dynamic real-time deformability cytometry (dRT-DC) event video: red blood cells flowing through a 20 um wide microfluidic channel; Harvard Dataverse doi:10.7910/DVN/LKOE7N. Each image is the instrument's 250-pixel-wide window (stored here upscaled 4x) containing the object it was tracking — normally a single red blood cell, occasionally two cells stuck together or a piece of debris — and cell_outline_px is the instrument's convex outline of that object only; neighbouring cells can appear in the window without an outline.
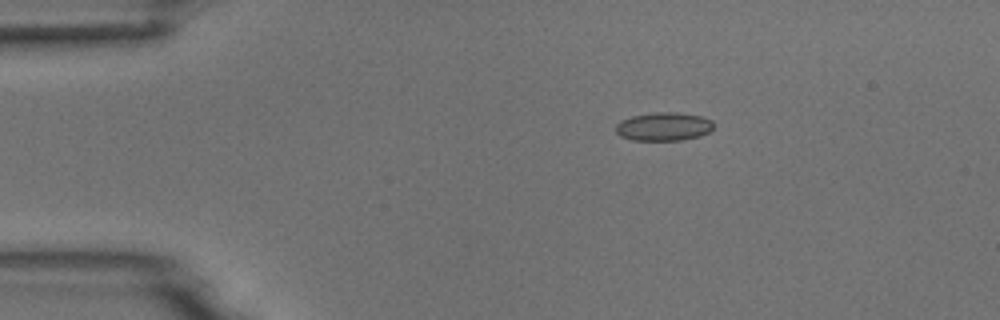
{"species": "common noctule bat (a hibernating species)", "species_latin": "Nyctalus noctula", "temperature_condition": "room temperature", "stored_images_in_passage": 45, "camera_frame_rate_fps": 3000, "um_per_image_px": 0.085, "animal": {"sex": "male", "body_mass_g": 18.8}, "frame": {"image": 1, "passage_image": 1, "time_ms": 0.0, "image_size_px": [1000, 320], "cell_outline_px": [[712, 128], [708, 132], [700, 136], [680, 140], [632, 140], [620, 136], [616, 132], [616, 124], [620, 120], [632, 116], [656, 112], [676, 112], [700, 116], [712, 120]], "centroid_in_image_um": [56.38, 10.76], "position_along_channel_um": 28.6, "area_um2": 16.13}}
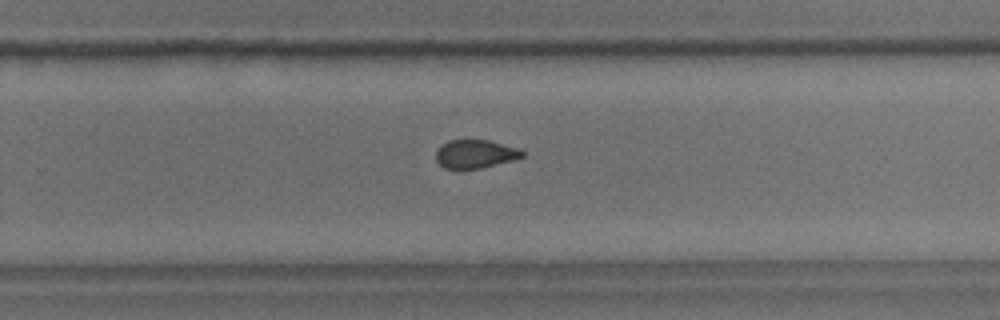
{"frame": {"image": 2, "passage_image": 26, "time_ms": 8.333, "image_size_px": [1000, 320], "cell_outline_px": [[524, 156], [512, 160], [480, 168], [444, 168], [436, 160], [436, 152], [448, 140], [488, 140], [516, 148], [524, 152]], "centroid_in_image_um": [40.39, 13.08], "position_along_channel_um": 289.4, "area_um2": 13.87}}
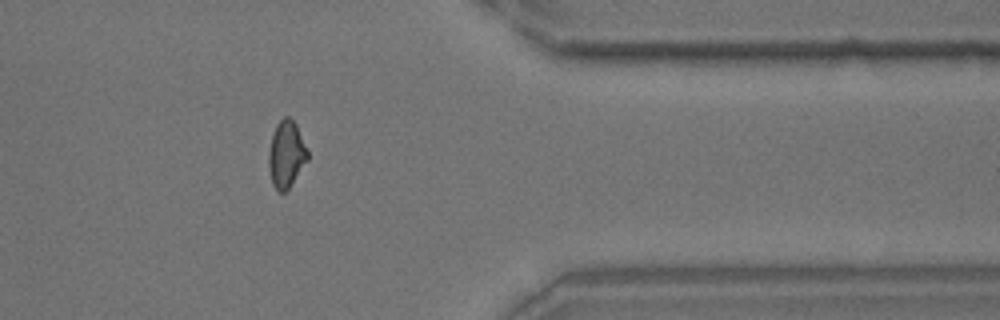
{"frame": {"image": 3, "passage_image": 35, "time_ms": 11.333, "image_size_px": [1000, 320], "cell_outline_px": [[308, 160], [288, 188], [284, 192], [280, 192], [272, 184], [268, 168], [268, 152], [272, 132], [276, 124], [284, 116], [288, 116], [296, 124], [308, 152]], "centroid_in_image_um": [24.31, 13.09], "position_along_channel_um": 387.1, "area_um2": 15.14}, "authors_computed_cell_mechanics": {"area_um2": 15.2592, "velocity_mm_per_s": 3.7797, "shape_relaxation_time_tau1_ms": 6.6287, "shape_relaxation_time_tau2_ms": 1.3857, "deformation_change_tau1": 0.1327, "deformation_change_tau2": 0.0789}}